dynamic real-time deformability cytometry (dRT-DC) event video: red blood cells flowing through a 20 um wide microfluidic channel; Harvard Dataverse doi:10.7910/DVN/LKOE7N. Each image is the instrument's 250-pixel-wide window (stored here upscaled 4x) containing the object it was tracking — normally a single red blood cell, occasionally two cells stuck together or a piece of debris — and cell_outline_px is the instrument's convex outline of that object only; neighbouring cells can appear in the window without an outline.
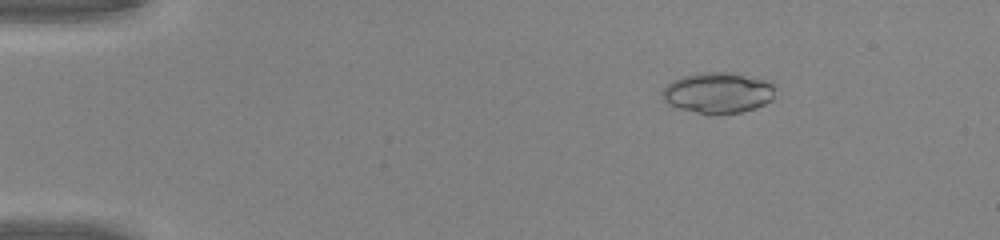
{"species": "common noctule bat (a hibernating species)", "species_latin": "Nyctalus noctula", "temperature_condition": "warm", "stored_images_in_passage": 49, "camera_frame_rate_fps": 3000, "um_per_image_px": 0.085, "animal": {"sex": "male", "body_mass_g": 20.0, "forearm_length_mm": 53.3}, "frame": {"image": 1, "passage_image": 8, "time_ms": 2.333, "image_size_px": [1000, 240], "cell_outline_px": [[780, 88], [772, 100], [756, 108], [740, 112], [712, 116], [708, 116], [680, 108], [668, 104], [664, 100], [660, 92], [672, 80], [680, 76], [704, 72], [728, 72], [776, 80]], "centroid_in_image_um": [61.14, 7.88], "position_along_channel_um": 23.9, "area_um2": 28.09}}
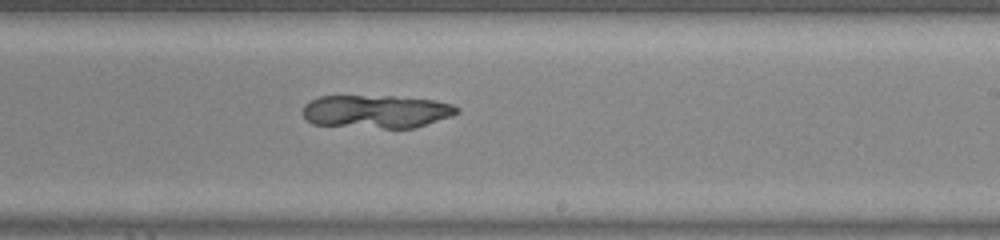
{"frame": {"image": 2, "passage_image": 31, "time_ms": 10.0, "image_size_px": [1000, 240], "cell_outline_px": [[460, 112], [452, 116], [416, 128], [384, 128], [312, 124], [304, 120], [304, 104], [308, 100], [320, 96], [392, 96], [436, 100], [452, 104], [460, 108]], "centroid_in_image_um": [32.01, 9.47], "position_along_channel_um": 257.0, "area_um2": 30.06}}
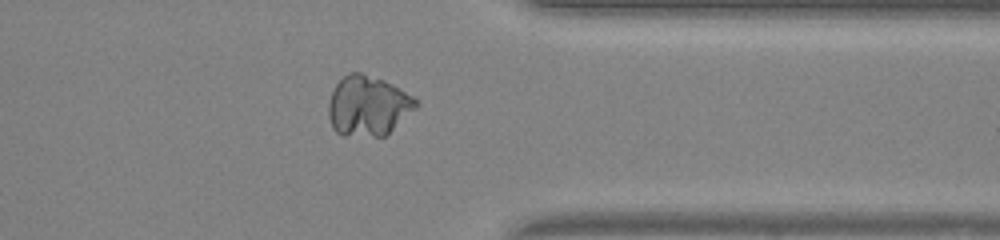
{"frame": {"image": 3, "passage_image": 40, "time_ms": 13.0, "image_size_px": [1000, 240], "cell_outline_px": [[420, 104], [416, 108], [384, 136], [344, 136], [336, 132], [332, 128], [328, 116], [328, 104], [332, 92], [336, 84], [348, 72], [360, 72], [384, 80], [392, 84], [412, 96]], "centroid_in_image_um": [31.25, 9.0], "position_along_channel_um": 380.2, "area_um2": 30.52}}